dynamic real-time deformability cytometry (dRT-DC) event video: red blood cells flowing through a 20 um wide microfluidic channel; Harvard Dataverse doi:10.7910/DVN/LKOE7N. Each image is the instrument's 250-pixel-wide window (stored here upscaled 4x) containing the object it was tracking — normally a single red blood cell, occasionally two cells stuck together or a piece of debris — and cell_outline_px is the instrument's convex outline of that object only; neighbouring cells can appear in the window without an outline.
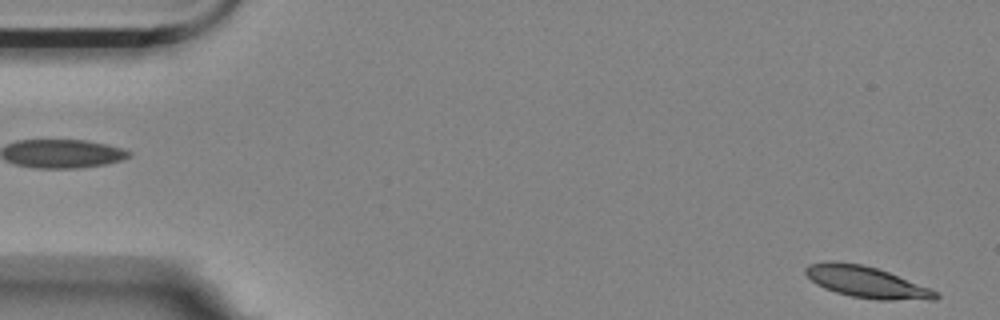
{"species": "Egyptian fruit bat (a non-hibernating species)", "species_latin": "Rousettus aegyptiacus", "temperature_condition": "room temperature", "stored_images_in_passage": 55, "camera_frame_rate_fps": 3000, "um_per_image_px": 0.085, "animal": {"sex": "female"}, "frame": {"image": 1, "passage_image": 1, "time_ms": 0.0, "image_size_px": [1000, 320], "cell_outline_px": [[940, 296], [936, 300], [876, 300], [852, 296], [836, 292], [824, 288], [816, 284], [804, 272], [804, 268], [808, 264], [832, 260], [860, 264], [876, 268], [888, 272], [940, 292]], "centroid_in_image_um": [73.66, 23.98], "position_along_channel_um": 11.3, "area_um2": 23.87}}
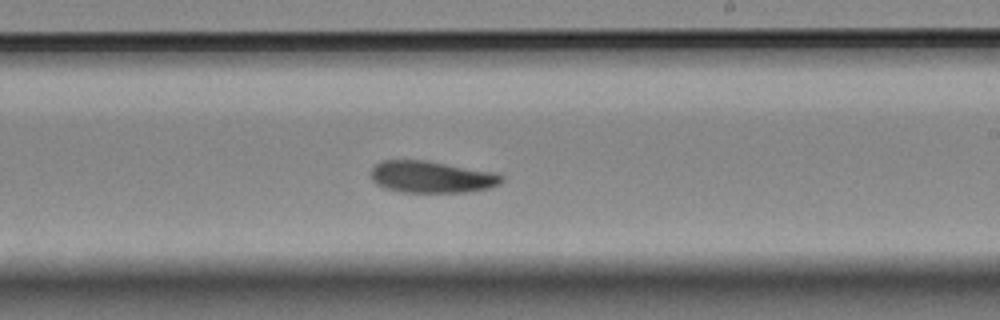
{"frame": {"image": 2, "passage_image": 32, "time_ms": 10.333, "image_size_px": [1000, 320], "cell_outline_px": [[504, 180], [500, 184], [492, 188], [468, 192], [400, 192], [384, 188], [376, 184], [372, 180], [372, 168], [380, 160], [428, 160], [496, 172], [504, 176]], "centroid_in_image_um": [36.73, 15.04], "position_along_channel_um": 252.3, "area_um2": 24.68}}
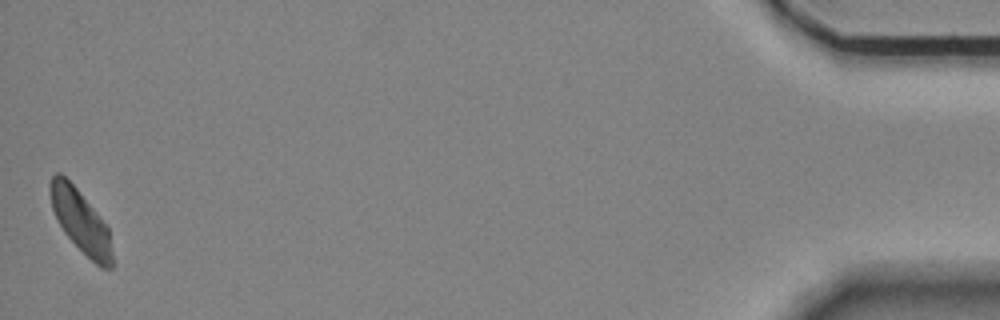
{"frame": {"image": 3, "passage_image": 55, "time_ms": 18.0, "image_size_px": [1000, 320], "cell_outline_px": [[112, 268], [100, 268], [64, 232], [52, 208], [48, 188], [52, 176], [56, 172], [60, 172], [76, 188], [108, 228], [112, 252]], "centroid_in_image_um": [6.83, 18.79], "position_along_channel_um": 428.4, "area_um2": 21.96}, "authors_computed_cell_mechanics": {"area_um2": 24.0448, "velocity_mm_per_s": 3.4824, "shape_relaxation_time_tau1_ms": 7.8311, "shape_relaxation_time_tau2_ms": null, "deformation_change_tau1": 0.1621, "deformation_change_tau2": null}}